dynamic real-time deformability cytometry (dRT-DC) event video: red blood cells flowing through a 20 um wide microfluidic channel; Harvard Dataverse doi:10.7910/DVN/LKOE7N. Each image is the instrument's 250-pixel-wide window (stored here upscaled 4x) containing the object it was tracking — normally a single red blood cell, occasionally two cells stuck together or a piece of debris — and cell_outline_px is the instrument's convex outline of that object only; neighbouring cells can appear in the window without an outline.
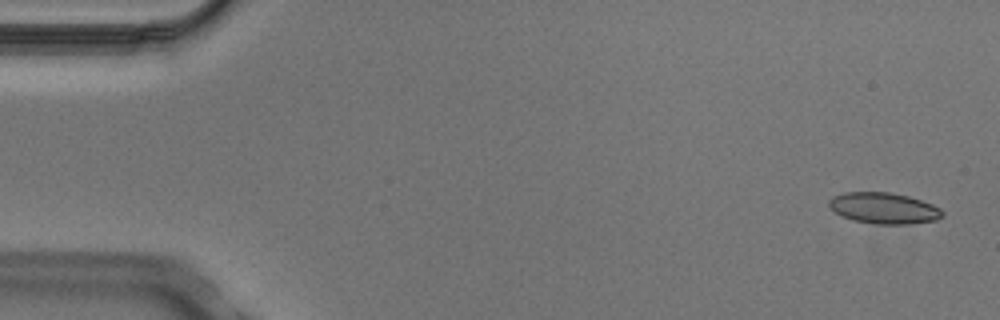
{"species": "Egyptian fruit bat (a non-hibernating species)", "species_latin": "Rousettus aegyptiacus", "temperature_condition": "cold", "stored_images_in_passage": 7, "camera_frame_rate_fps": 3000, "um_per_image_px": 0.085, "animal": {"sex": "male"}, "frame": {"image": 1, "passage_image": 1, "time_ms": 0.0, "image_size_px": [1000, 320], "cell_outline_px": [[944, 216], [936, 220], [908, 224], [876, 224], [852, 220], [836, 212], [828, 204], [828, 200], [832, 196], [844, 192], [888, 192], [908, 196], [932, 204], [940, 208], [944, 212]], "centroid_in_image_um": [75.14, 17.69], "position_along_channel_um": 9.9, "area_um2": 20.52}}
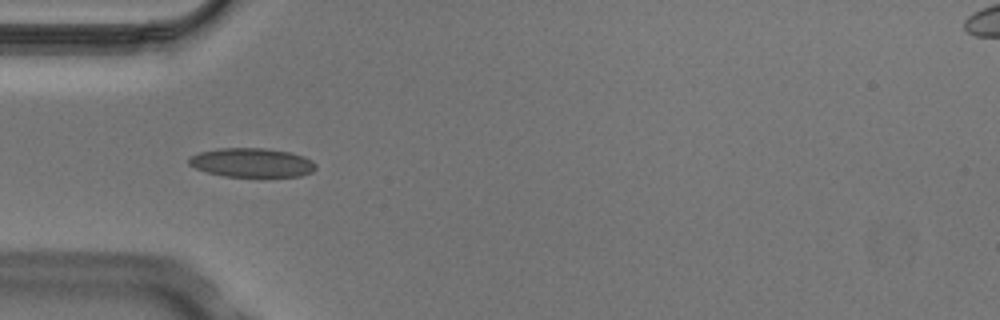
{"frame": {"image": 2, "passage_image": 5, "time_ms": 1.333, "image_size_px": [1000, 320], "cell_outline_px": [[316, 168], [312, 172], [300, 176], [264, 180], [224, 176], [208, 172], [196, 168], [188, 164], [188, 156], [200, 152], [220, 148], [264, 148], [288, 152], [304, 156], [312, 160], [316, 164]], "centroid_in_image_um": [21.44, 13.88], "position_along_channel_um": 63.6, "area_um2": 22.48}}